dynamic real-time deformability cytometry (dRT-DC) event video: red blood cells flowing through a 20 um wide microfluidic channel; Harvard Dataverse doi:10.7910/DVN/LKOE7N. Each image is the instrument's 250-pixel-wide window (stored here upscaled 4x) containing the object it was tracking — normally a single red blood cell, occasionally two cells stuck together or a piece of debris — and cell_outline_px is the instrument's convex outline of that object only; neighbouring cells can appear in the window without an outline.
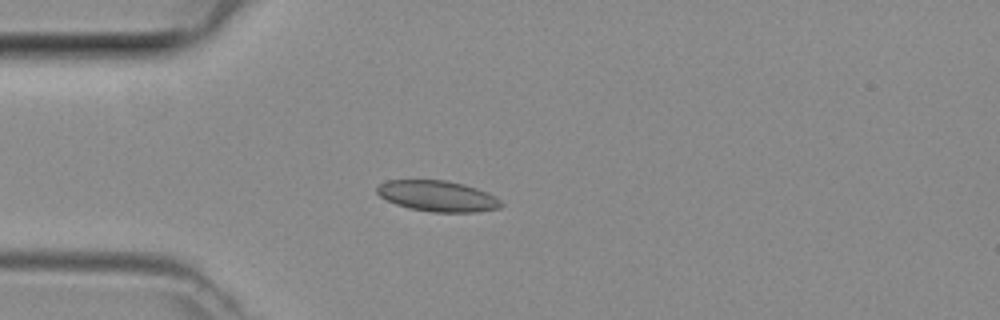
{"species": "common noctule bat (a hibernating species)", "species_latin": "Nyctalus noctula", "temperature_condition": "room temperature", "stored_images_in_passage": 3, "camera_frame_rate_fps": 3000, "um_per_image_px": 0.085, "animal": {"sex": "female", "body_mass_g": 29.2, "forearm_length_mm": 56.3}, "frame": {"image": 1, "passage_image": 2, "time_ms": 0.333, "image_size_px": [1000, 320], "cell_outline_px": [[504, 204], [500, 208], [476, 212], [432, 212], [408, 208], [396, 204], [380, 196], [376, 192], [376, 184], [388, 180], [444, 180], [464, 184], [488, 192], [496, 196]], "centroid_in_image_um": [37.2, 16.66], "position_along_channel_um": 47.8, "area_um2": 22.48}}
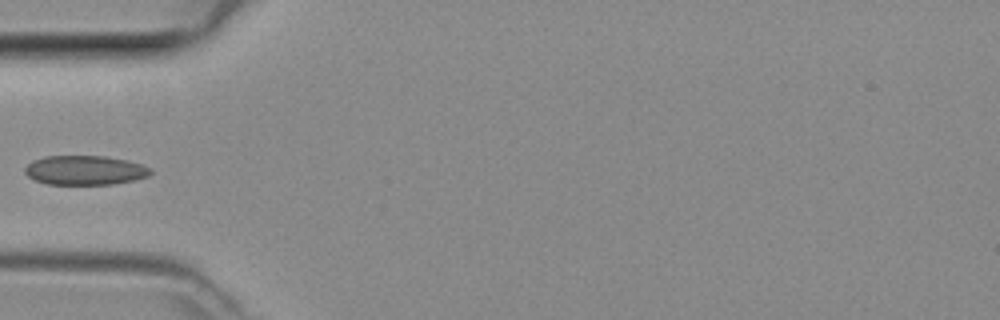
{"frame": {"image": 2, "passage_image": 3, "time_ms": 0.667, "image_size_px": [1000, 320], "cell_outline_px": [[152, 172], [148, 176], [136, 180], [112, 184], [48, 184], [36, 180], [28, 176], [24, 172], [24, 168], [32, 160], [44, 156], [104, 156], [128, 160], [152, 168]], "centroid_in_image_um": [7.23, 14.46], "position_along_channel_um": 77.8, "area_um2": 21.56}}